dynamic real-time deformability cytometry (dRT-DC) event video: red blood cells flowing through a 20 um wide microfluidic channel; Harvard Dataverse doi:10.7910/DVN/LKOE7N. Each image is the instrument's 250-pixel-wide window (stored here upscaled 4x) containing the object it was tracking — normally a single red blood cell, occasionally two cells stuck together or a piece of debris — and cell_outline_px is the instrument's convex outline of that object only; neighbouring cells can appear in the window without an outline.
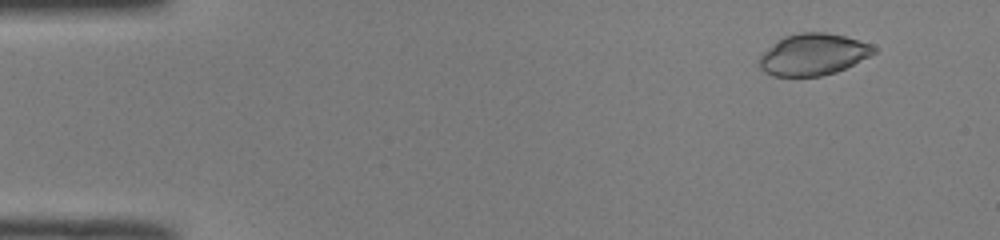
{"species": "common noctule bat (a hibernating species)", "species_latin": "Nyctalus noctula", "temperature_condition": "room temperature", "stored_images_in_passage": 50, "camera_frame_rate_fps": 3000, "um_per_image_px": 0.085, "animal": {"sex": "male", "body_mass_g": 19.0, "forearm_length_mm": 50.8}, "frame": {"image": 1, "passage_image": 5, "time_ms": 1.333, "image_size_px": [1000, 240], "cell_outline_px": [[876, 52], [836, 72], [820, 76], [772, 76], [764, 72], [760, 68], [760, 56], [776, 40], [784, 36], [800, 32], [824, 32], [844, 36], [872, 44], [876, 48]], "centroid_in_image_um": [69.09, 4.62], "position_along_channel_um": 15.9, "area_um2": 27.57}}
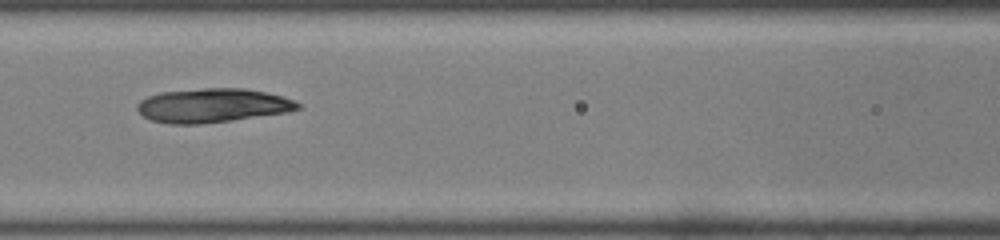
{"frame": {"image": 2, "passage_image": 23, "time_ms": 7.333, "image_size_px": [1000, 240], "cell_outline_px": [[300, 108], [288, 112], [232, 120], [200, 124], [168, 124], [152, 120], [144, 116], [136, 108], [136, 104], [140, 100], [148, 96], [160, 92], [204, 88], [244, 88], [284, 96], [300, 104]], "centroid_in_image_um": [18.05, 8.96], "position_along_channel_um": 148.6, "area_um2": 31.79}}
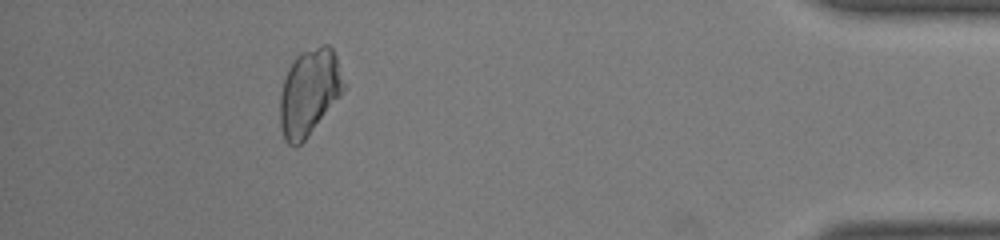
{"frame": {"image": 3, "passage_image": 46, "time_ms": 15.0, "image_size_px": [1000, 240], "cell_outline_px": [[344, 92], [308, 136], [296, 148], [288, 144], [284, 140], [280, 128], [280, 96], [284, 80], [288, 68], [292, 60], [300, 52], [324, 44], [328, 44], [332, 48], [336, 56], [344, 84]], "centroid_in_image_um": [26.27, 7.86], "position_along_channel_um": 408.9, "area_um2": 32.14}}